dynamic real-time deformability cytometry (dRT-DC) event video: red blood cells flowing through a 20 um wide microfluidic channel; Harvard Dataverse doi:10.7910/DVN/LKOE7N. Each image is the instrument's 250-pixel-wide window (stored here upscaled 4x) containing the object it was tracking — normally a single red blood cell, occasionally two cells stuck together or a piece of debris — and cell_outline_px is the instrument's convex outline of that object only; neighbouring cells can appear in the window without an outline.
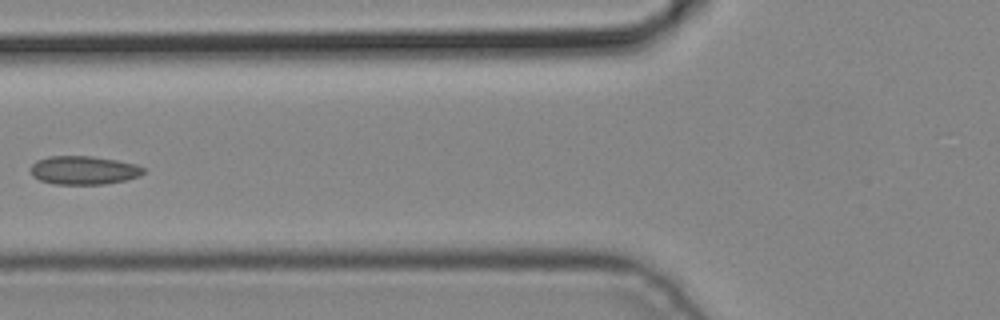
{"species": "common noctule bat (a hibernating species)", "species_latin": "Nyctalus noctula", "temperature_condition": "cold", "stored_images_in_passage": 5, "camera_frame_rate_fps": 3000, "um_per_image_px": 0.085, "animal": {"sex": "male", "body_mass_g": 19.2, "forearm_length_mm": 51.8}, "frame": {"image": 1, "passage_image": 5, "time_ms": 1.333, "image_size_px": [1000, 320], "cell_outline_px": [[144, 172], [140, 176], [124, 180], [104, 184], [56, 184], [40, 180], [32, 176], [32, 164], [36, 160], [48, 156], [92, 156], [116, 160], [136, 164], [144, 168]], "centroid_in_image_um": [7.11, 14.46], "position_along_channel_um": 118.7, "area_um2": 18.67}}